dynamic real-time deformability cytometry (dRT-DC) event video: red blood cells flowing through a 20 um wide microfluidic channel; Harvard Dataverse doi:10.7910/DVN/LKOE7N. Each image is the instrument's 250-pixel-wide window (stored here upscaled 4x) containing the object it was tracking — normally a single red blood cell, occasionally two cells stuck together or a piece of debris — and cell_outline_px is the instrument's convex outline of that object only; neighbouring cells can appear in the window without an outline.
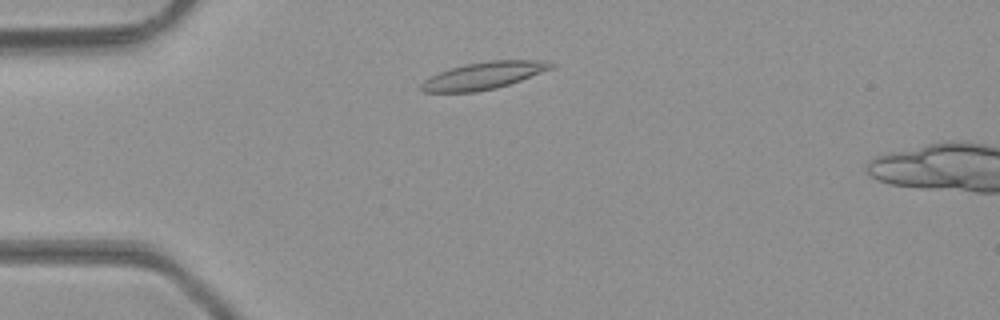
{"species": "common noctule bat (a hibernating species)", "species_latin": "Nyctalus noctula", "temperature_condition": "room temperature", "stored_images_in_passage": 6, "camera_frame_rate_fps": 3000, "um_per_image_px": 0.085, "animal": {"sex": "male", "body_mass_g": 23.1, "forearm_length_mm": 52.7}, "frame": {"image": 1, "passage_image": 3, "time_ms": 0.667, "image_size_px": [1000, 320], "cell_outline_px": [[556, 64], [552, 68], [520, 80], [496, 88], [476, 92], [424, 92], [420, 88], [420, 84], [428, 76], [464, 64], [488, 60], [536, 60]], "centroid_in_image_um": [41.05, 6.43], "position_along_channel_um": 43.9, "area_um2": 20.4}}